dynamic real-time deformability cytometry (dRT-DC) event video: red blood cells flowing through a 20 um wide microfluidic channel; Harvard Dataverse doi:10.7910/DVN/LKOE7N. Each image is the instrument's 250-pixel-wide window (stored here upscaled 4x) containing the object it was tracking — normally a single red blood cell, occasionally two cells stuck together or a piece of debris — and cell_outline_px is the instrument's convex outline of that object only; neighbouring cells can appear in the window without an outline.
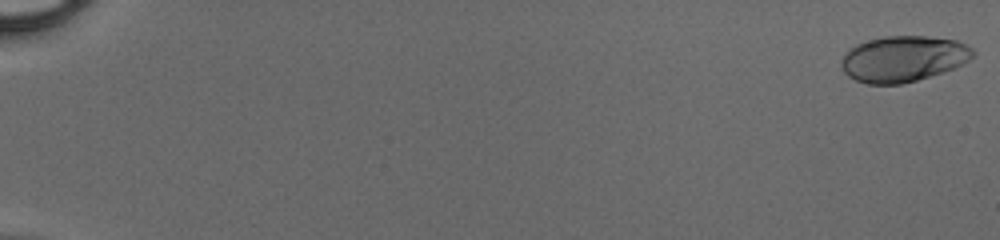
{"species": "human", "species_latin": "Homo sapiens", "temperature_condition": "cold", "stored_images_in_passage": 50, "camera_frame_rate_fps": 3000, "um_per_image_px": 0.085, "donor": {"sex": "male"}, "frame": {"image": 1, "passage_image": 1, "time_ms": 0.0, "image_size_px": [1000, 240], "cell_outline_px": [[976, 56], [952, 68], [916, 80], [900, 84], [868, 84], [856, 80], [848, 76], [844, 72], [840, 64], [840, 60], [856, 44], [868, 40], [884, 36], [928, 36], [956, 40], [968, 44], [976, 52]], "centroid_in_image_um": [76.79, 4.98], "position_along_channel_um": 8.2, "area_um2": 35.03}}
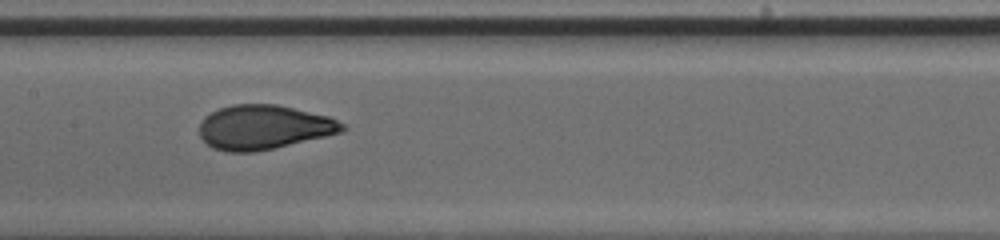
{"frame": {"image": 2, "passage_image": 28, "time_ms": 9.0, "image_size_px": [1000, 240], "cell_outline_px": [[348, 128], [344, 132], [272, 148], [252, 152], [228, 152], [212, 148], [200, 136], [200, 120], [204, 116], [220, 108], [232, 104], [276, 104], [328, 116], [344, 124]], "centroid_in_image_um": [22.41, 10.81], "position_along_channel_um": 185.0, "area_um2": 36.82}}
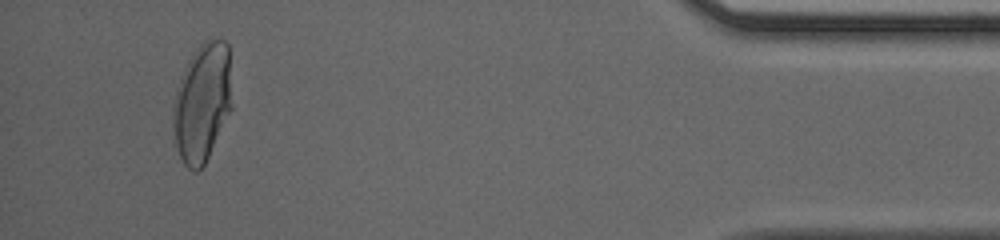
{"frame": {"image": 3, "passage_image": 48, "time_ms": 15.667, "image_size_px": [1000, 240], "cell_outline_px": [[232, 108], [204, 164], [196, 172], [192, 172], [184, 164], [180, 156], [176, 144], [172, 128], [172, 108], [180, 76], [188, 60], [200, 44], [208, 36], [224, 40], [228, 44], [232, 104]], "centroid_in_image_um": [17.18, 8.67], "position_along_channel_um": 418.0, "area_um2": 40.98}}